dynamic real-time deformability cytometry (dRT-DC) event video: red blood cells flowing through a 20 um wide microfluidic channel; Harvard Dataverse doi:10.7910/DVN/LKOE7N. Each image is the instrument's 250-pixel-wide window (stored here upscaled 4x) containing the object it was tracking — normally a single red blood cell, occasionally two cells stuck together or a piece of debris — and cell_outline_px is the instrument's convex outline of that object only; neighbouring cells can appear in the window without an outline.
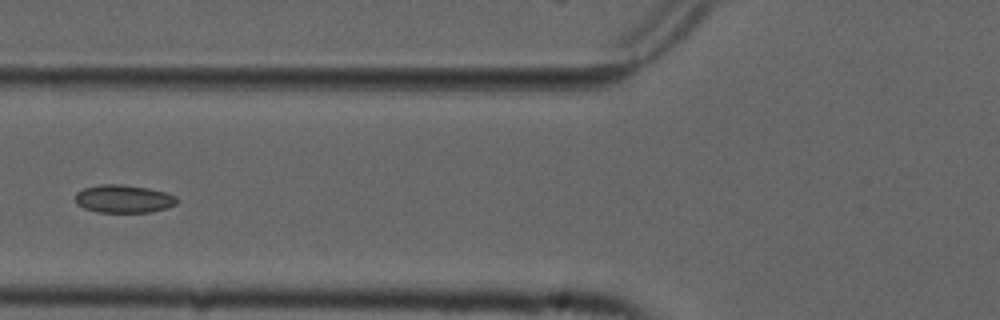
{"species": "common noctule bat (a hibernating species)", "species_latin": "Nyctalus noctula", "temperature_condition": "cold", "stored_images_in_passage": 8, "camera_frame_rate_fps": 3000, "um_per_image_px": 0.085, "animal": {"sex": "male", "forearm_length_mm": 52.5}, "frame": {"image": 1, "passage_image": 6, "time_ms": 1.667, "image_size_px": [1000, 320], "cell_outline_px": [[180, 200], [176, 204], [168, 208], [152, 212], [96, 212], [84, 208], [76, 204], [76, 192], [84, 188], [100, 184], [120, 184], [148, 188], [164, 192], [176, 196]], "centroid_in_image_um": [10.52, 16.9], "position_along_channel_um": 115.3, "area_um2": 16.7}}
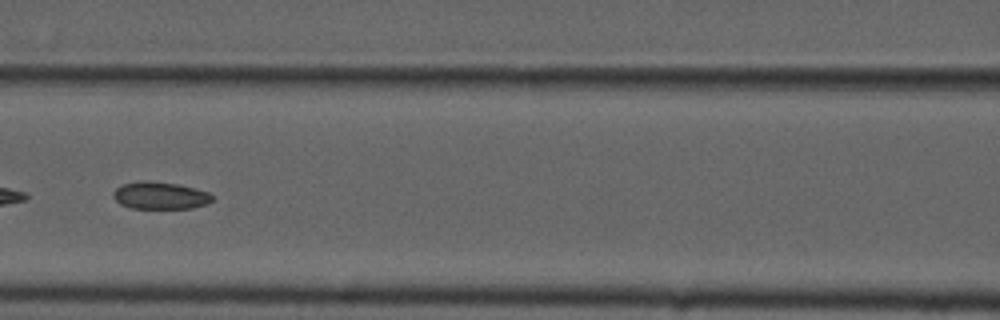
{"frame": {"image": 2, "passage_image": 7, "time_ms": 2.0, "image_size_px": [1000, 320], "cell_outline_px": [[216, 196], [208, 204], [192, 208], [132, 208], [120, 204], [112, 196], [112, 192], [116, 188], [124, 184], [144, 180], [176, 184], [196, 188], [208, 192]], "centroid_in_image_um": [13.64, 16.62], "position_along_channel_um": 153.0, "area_um2": 15.78}}
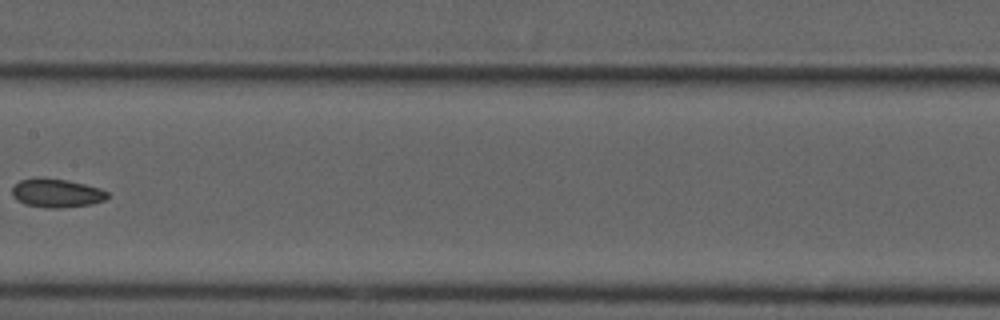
{"frame": {"image": 3, "passage_image": 8, "time_ms": 2.333, "image_size_px": [1000, 320], "cell_outline_px": [[108, 196], [104, 200], [92, 204], [60, 208], [44, 208], [24, 204], [12, 196], [12, 188], [20, 180], [64, 180], [84, 184], [100, 188], [108, 192]], "centroid_in_image_um": [4.83, 16.46], "position_along_channel_um": 202.6, "area_um2": 15.37}}